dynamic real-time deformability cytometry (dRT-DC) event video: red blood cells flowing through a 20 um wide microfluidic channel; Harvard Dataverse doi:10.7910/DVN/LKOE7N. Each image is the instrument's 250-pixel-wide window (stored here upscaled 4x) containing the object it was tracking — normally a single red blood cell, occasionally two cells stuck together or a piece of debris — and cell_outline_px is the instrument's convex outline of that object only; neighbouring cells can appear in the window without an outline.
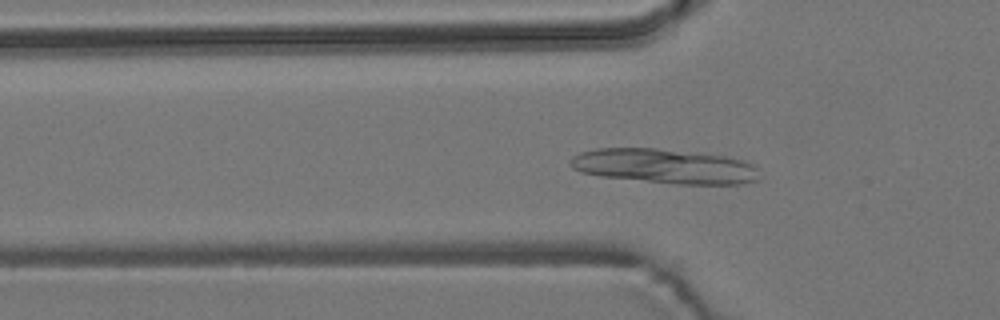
{"species": "common noctule bat (a hibernating species)", "species_latin": "Nyctalus noctula", "temperature_condition": "room temperature", "stored_images_in_passage": 54, "segment_of_instrument_passage": [1, 2], "camera_frame_rate_fps": 3000, "um_per_image_px": 0.085, "animal": {"sex": "male", "body_mass_g": 19.2, "forearm_length_mm": 51.8}, "frame": {"image": 1, "passage_image": 16, "time_ms": 5.0, "image_size_px": [1000, 320], "cell_outline_px": [[760, 180], [744, 184], [672, 184], [600, 176], [580, 172], [572, 168], [568, 164], [568, 160], [572, 156], [580, 152], [596, 148], [656, 148], [724, 156], [756, 164]], "centroid_in_image_um": [56.47, 14.14], "position_along_channel_um": 69.3, "area_um2": 38.55}}
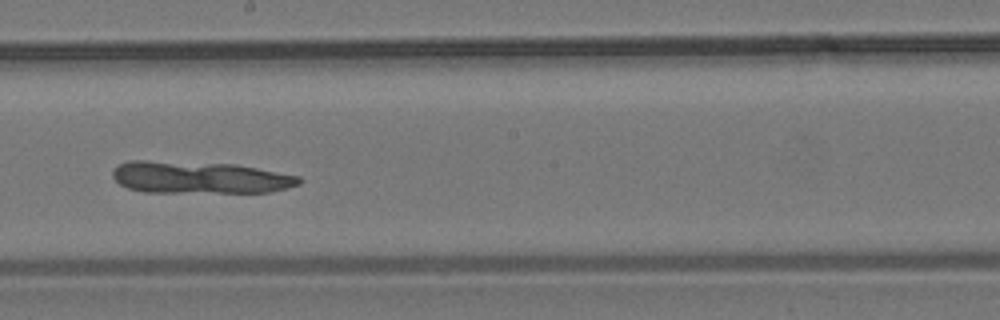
{"frame": {"image": 2, "passage_image": 29, "time_ms": 9.333, "image_size_px": [1000, 320], "cell_outline_px": [[304, 180], [300, 184], [288, 188], [268, 192], [144, 192], [128, 188], [120, 184], [112, 176], [112, 172], [116, 164], [128, 160], [144, 160], [236, 164], [300, 176]], "centroid_in_image_um": [16.96, 15.08], "position_along_channel_um": 231.2, "area_um2": 35.14}}
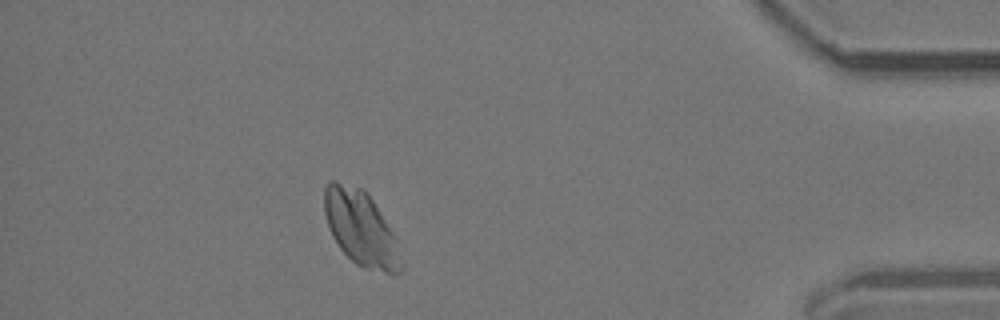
{"frame": {"image": 3, "passage_image": 47, "time_ms": 15.333, "image_size_px": [1000, 320], "cell_outline_px": [[404, 268], [396, 276], [364, 268], [356, 264], [340, 248], [332, 236], [324, 212], [324, 184], [328, 180], [336, 180], [364, 188], [368, 192], [392, 232], [396, 240], [404, 264]], "centroid_in_image_um": [30.68, 19.4], "position_along_channel_um": 404.5, "area_um2": 33.99}}